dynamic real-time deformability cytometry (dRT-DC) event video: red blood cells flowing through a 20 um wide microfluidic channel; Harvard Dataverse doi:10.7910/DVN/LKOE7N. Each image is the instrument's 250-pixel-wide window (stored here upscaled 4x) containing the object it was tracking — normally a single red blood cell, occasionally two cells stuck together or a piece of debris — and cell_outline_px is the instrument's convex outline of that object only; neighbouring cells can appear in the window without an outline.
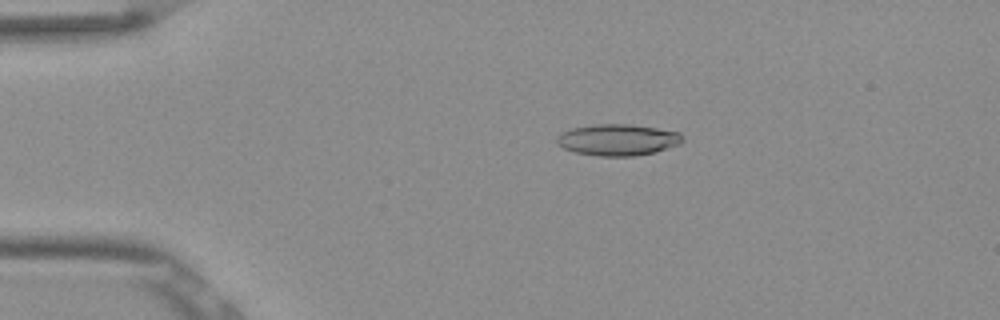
{"species": "Egyptian fruit bat (a non-hibernating species)", "species_latin": "Rousettus aegyptiacus", "temperature_condition": "room temperature", "stored_images_in_passage": 53, "camera_frame_rate_fps": 3000, "um_per_image_px": 0.085, "frame": {"image": 1, "passage_image": 11, "time_ms": 3.333, "image_size_px": [1000, 320], "cell_outline_px": [[684, 140], [680, 144], [656, 152], [636, 156], [600, 156], [576, 152], [564, 148], [556, 144], [556, 136], [560, 132], [572, 128], [596, 124], [632, 124], [680, 132], [684, 136]], "centroid_in_image_um": [52.52, 11.88], "position_along_channel_um": 32.5, "area_um2": 23.24}}
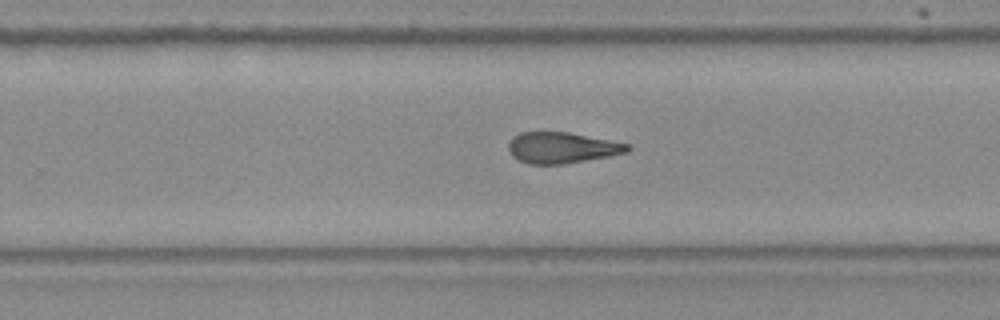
{"frame": {"image": 2, "passage_image": 34, "time_ms": 11.0, "image_size_px": [1000, 320], "cell_outline_px": [[632, 148], [628, 152], [608, 156], [564, 164], [528, 164], [512, 156], [508, 152], [508, 144], [512, 136], [520, 132], [568, 132], [632, 144]], "centroid_in_image_um": [47.76, 12.55], "position_along_channel_um": 282.0, "area_um2": 21.68}}
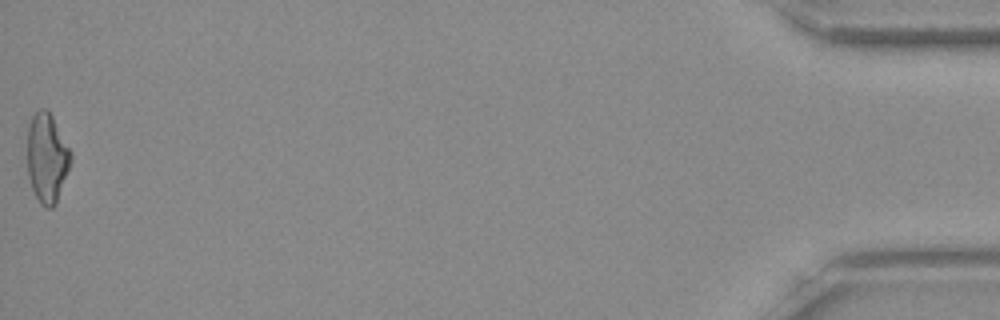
{"frame": {"image": 3, "passage_image": 53, "time_ms": 17.333, "image_size_px": [1000, 320], "cell_outline_px": [[72, 160], [56, 204], [52, 208], [44, 208], [40, 204], [32, 188], [28, 176], [28, 124], [32, 116], [40, 108], [48, 108], [72, 152]], "centroid_in_image_um": [4.0, 13.41], "position_along_channel_um": 431.2, "area_um2": 22.83}, "authors_computed_cell_mechanics": {"area_um2": 22.4264, "velocity_mm_per_s": 3.9001, "shape_relaxation_time_tau1_ms": null, "shape_relaxation_time_tau2_ms": 3.0691, "deformation_change_tau1": null, "deformation_change_tau2": 0.1211}}